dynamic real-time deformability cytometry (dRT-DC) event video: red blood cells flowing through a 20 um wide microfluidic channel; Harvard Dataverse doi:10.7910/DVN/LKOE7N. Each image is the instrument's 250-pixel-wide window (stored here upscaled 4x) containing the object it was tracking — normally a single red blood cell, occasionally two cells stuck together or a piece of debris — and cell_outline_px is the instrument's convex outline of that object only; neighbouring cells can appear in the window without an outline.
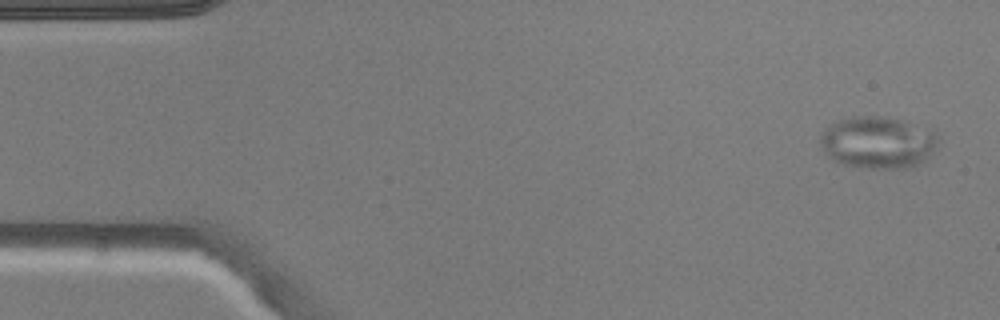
{"species": "common noctule bat (a hibernating species)", "species_latin": "Nyctalus noctula", "temperature_condition": "warm", "stored_images_in_passage": 4, "camera_frame_rate_fps": 3000, "um_per_image_px": 0.085, "animal": {"sex": "male", "body_mass_g": 20.5, "forearm_length_mm": 52.5}, "frame": {"image": 1, "passage_image": 1, "time_ms": 0.0, "image_size_px": [1000, 320], "cell_outline_px": [[940, 140], [928, 160], [920, 164], [904, 168], [856, 168], [832, 160], [824, 152], [820, 144], [820, 136], [828, 124], [836, 120], [852, 116], [880, 116], [904, 120], [932, 132], [940, 136]], "centroid_in_image_um": [74.6, 12.11], "position_along_channel_um": 10.4, "area_um2": 36.18}}